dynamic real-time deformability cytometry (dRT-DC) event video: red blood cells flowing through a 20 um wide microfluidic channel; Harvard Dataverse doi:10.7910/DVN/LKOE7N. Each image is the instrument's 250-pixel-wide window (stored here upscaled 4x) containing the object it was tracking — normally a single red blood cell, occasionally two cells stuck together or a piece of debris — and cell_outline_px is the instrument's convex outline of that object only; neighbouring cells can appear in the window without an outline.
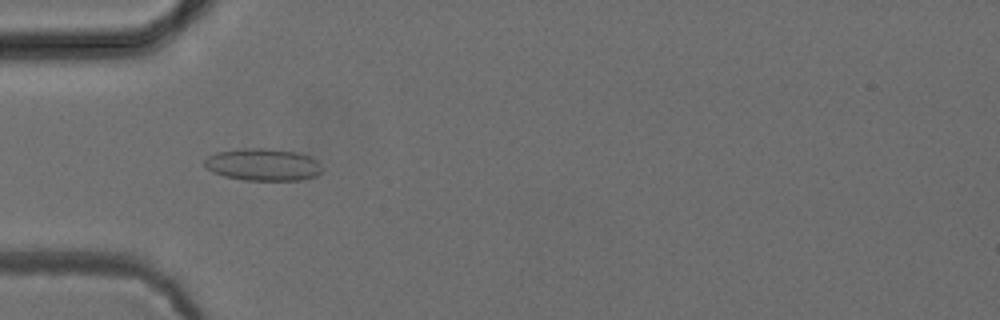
{"species": "common noctule bat (a hibernating species)", "species_latin": "Nyctalus noctula", "temperature_condition": "cold", "stored_images_in_passage": 52, "camera_frame_rate_fps": 3000, "um_per_image_px": 0.085, "animal": {"sex": "female", "body_mass_g": 24.6, "forearm_length_mm": 56.2}, "frame": {"image": 1, "passage_image": 16, "time_ms": 5.0, "image_size_px": [1000, 320], "cell_outline_px": [[324, 168], [316, 176], [300, 180], [244, 180], [224, 176], [212, 172], [204, 164], [204, 160], [208, 156], [216, 152], [244, 148], [264, 148], [296, 152], [308, 156], [316, 160]], "centroid_in_image_um": [22.35, 13.99], "position_along_channel_um": 62.6, "area_um2": 22.02}}
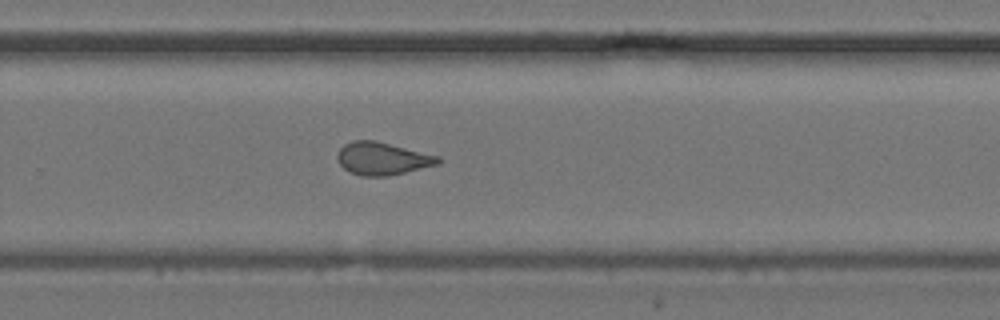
{"frame": {"image": 2, "passage_image": 34, "time_ms": 11.0, "image_size_px": [1000, 320], "cell_outline_px": [[440, 164], [388, 176], [360, 176], [344, 168], [336, 160], [336, 152], [344, 144], [352, 140], [376, 140], [440, 156]], "centroid_in_image_um": [32.48, 13.47], "position_along_channel_um": 297.3, "area_um2": 19.36}}
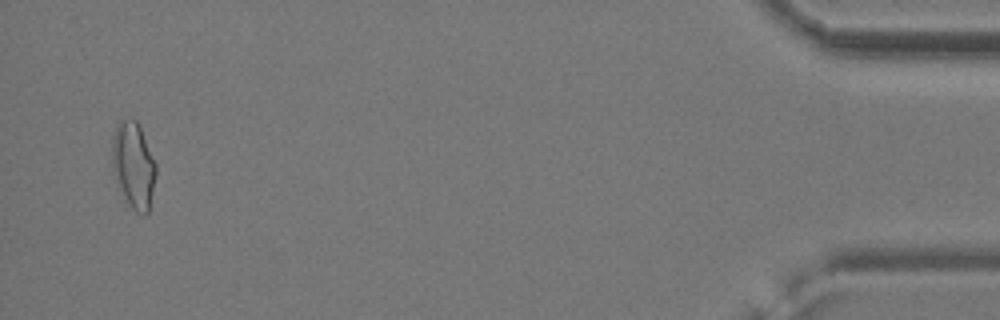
{"frame": {"image": 3, "passage_image": 50, "time_ms": 16.333, "image_size_px": [1000, 320], "cell_outline_px": [[156, 176], [148, 212], [144, 216], [136, 212], [132, 208], [112, 168], [112, 136], [116, 124], [120, 120], [132, 116], [136, 120], [140, 128], [156, 164]], "centroid_in_image_um": [11.35, 13.97], "position_along_channel_um": 423.8, "area_um2": 21.62}}